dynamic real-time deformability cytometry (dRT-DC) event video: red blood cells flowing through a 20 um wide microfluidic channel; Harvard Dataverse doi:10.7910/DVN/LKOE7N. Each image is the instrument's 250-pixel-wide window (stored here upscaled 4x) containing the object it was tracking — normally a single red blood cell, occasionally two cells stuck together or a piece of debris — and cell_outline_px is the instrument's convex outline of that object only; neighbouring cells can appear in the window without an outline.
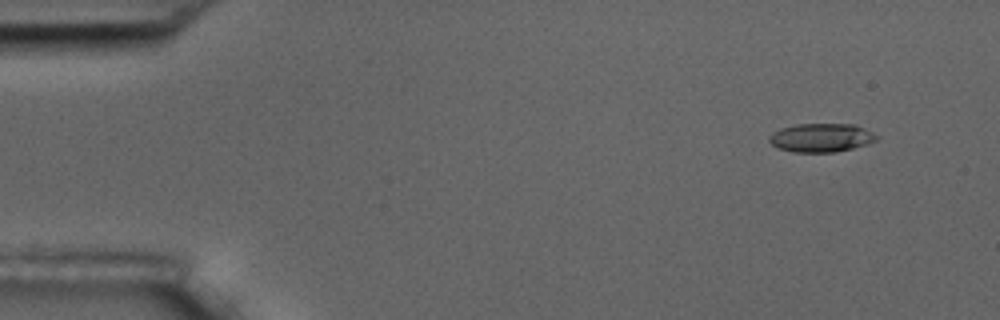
{"species": "common noctule bat (a hibernating species)", "species_latin": "Nyctalus noctula", "temperature_condition": "room temperature", "stored_images_in_passage": 6, "camera_frame_rate_fps": 3000, "um_per_image_px": 0.085, "animal": {"sex": "male", "body_mass_g": 17.5, "forearm_length_mm": 52.3}, "frame": {"image": 1, "passage_image": 2, "time_ms": 1.333, "image_size_px": [1000, 320], "cell_outline_px": [[880, 136], [876, 140], [868, 144], [836, 152], [792, 152], [776, 148], [768, 140], [768, 136], [772, 132], [780, 128], [796, 124], [856, 124]], "centroid_in_image_um": [69.78, 11.7], "position_along_channel_um": 15.2, "area_um2": 18.15}}
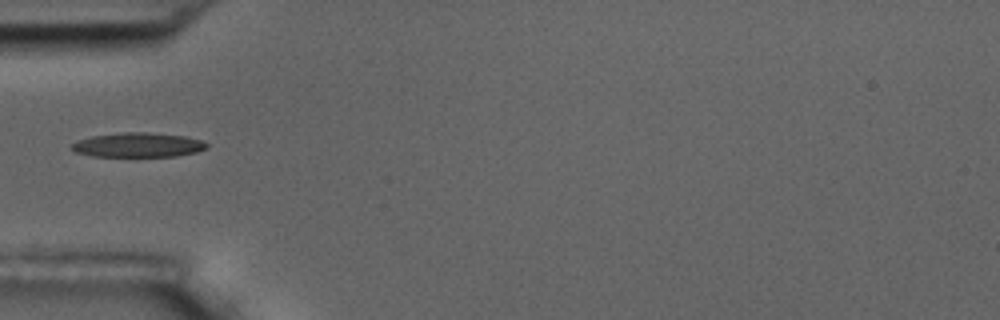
{"frame": {"image": 2, "passage_image": 6, "time_ms": 6.0, "image_size_px": [1000, 320], "cell_outline_px": [[208, 148], [196, 152], [176, 156], [92, 156], [72, 152], [72, 144], [80, 140], [92, 136], [124, 132], [144, 132], [184, 136], [200, 140], [208, 144]], "centroid_in_image_um": [11.73, 12.33], "position_along_channel_um": 73.3, "area_um2": 19.07}}